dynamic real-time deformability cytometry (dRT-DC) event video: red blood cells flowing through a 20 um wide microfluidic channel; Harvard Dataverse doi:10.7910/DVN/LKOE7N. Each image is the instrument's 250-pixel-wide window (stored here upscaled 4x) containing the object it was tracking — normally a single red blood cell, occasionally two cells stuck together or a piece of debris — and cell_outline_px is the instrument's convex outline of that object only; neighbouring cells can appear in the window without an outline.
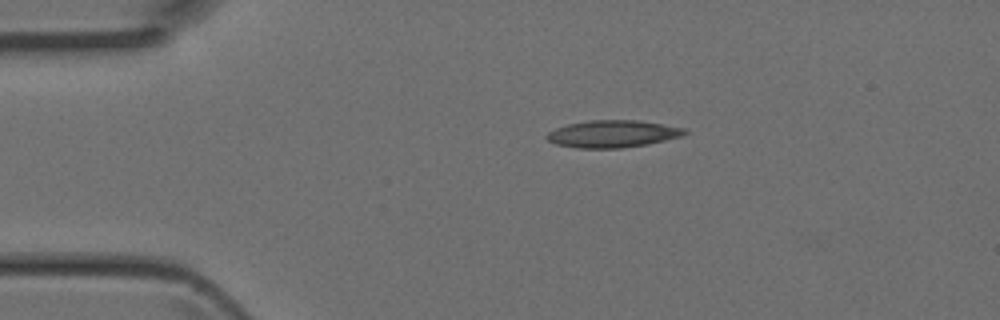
{"species": "Egyptian fruit bat (a non-hibernating species)", "species_latin": "Rousettus aegyptiacus", "temperature_condition": "room temperature", "stored_images_in_passage": 2, "camera_frame_rate_fps": 3000, "um_per_image_px": 0.085, "animal": {"sex": "female"}, "frame": {"image": 1, "passage_image": 1, "time_ms": 0.0, "image_size_px": [1000, 320], "cell_outline_px": [[688, 132], [684, 136], [648, 144], [620, 148], [576, 148], [556, 144], [548, 140], [544, 136], [548, 132], [556, 128], [568, 124], [588, 120], [636, 120], [684, 128]], "centroid_in_image_um": [52.06, 11.38], "position_along_channel_um": 32.9, "area_um2": 21.85}}